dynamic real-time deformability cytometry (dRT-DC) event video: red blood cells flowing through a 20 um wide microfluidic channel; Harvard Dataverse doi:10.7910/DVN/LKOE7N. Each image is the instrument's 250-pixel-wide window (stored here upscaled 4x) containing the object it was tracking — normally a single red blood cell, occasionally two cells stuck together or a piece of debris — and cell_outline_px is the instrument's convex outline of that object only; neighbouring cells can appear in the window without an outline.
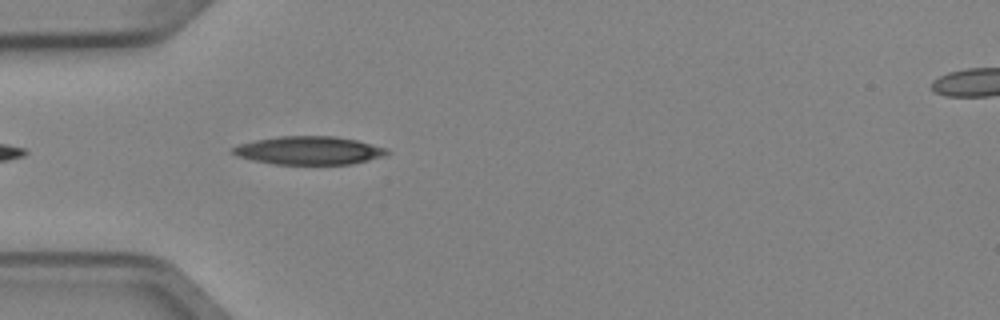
{"species": "Egyptian fruit bat (a non-hibernating species)", "species_latin": "Rousettus aegyptiacus", "temperature_condition": "cold", "stored_images_in_passage": 4, "segment_of_instrument_passage": [1, 2], "camera_frame_rate_fps": 3000, "um_per_image_px": 0.085, "animal": {"sex": "female"}, "frame": {"image": 1, "passage_image": 3, "time_ms": 0.667, "image_size_px": [1000, 320], "cell_outline_px": [[392, 152], [384, 156], [352, 164], [276, 164], [252, 160], [236, 156], [232, 152], [232, 148], [240, 144], [256, 140], [280, 136], [332, 136], [356, 140], [388, 148]], "centroid_in_image_um": [26.3, 12.79], "position_along_channel_um": 58.7, "area_um2": 25.32}}